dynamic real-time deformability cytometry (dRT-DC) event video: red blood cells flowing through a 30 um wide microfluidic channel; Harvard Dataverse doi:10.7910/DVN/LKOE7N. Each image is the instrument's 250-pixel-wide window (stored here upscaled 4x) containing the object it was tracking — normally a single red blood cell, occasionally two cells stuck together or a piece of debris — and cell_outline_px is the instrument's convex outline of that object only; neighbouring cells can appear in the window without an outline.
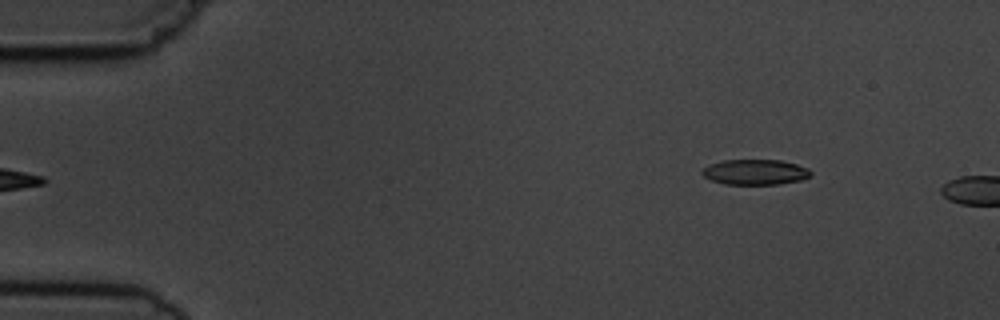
{"species": "common noctule bat (a hibernating species)", "species_latin": "Nyctalus noctula", "temperature_condition": "cold", "stored_images_in_passage": 6, "camera_frame_rate_fps": 3000, "um_per_image_px": 0.085, "animal": {"sex": "male", "body_mass_g": 19.5, "forearm_length_mm": 54.6}, "frame": {"image": 1, "passage_image": 6, "time_ms": 5.667, "image_size_px": [1000, 320], "cell_outline_px": [[812, 176], [800, 180], [776, 184], [724, 184], [712, 180], [704, 176], [700, 172], [708, 164], [724, 160], [780, 160], [796, 164], [808, 168], [812, 172]], "centroid_in_image_um": [64.19, 14.62], "position_along_channel_um": 20.8, "area_um2": 16.01}}